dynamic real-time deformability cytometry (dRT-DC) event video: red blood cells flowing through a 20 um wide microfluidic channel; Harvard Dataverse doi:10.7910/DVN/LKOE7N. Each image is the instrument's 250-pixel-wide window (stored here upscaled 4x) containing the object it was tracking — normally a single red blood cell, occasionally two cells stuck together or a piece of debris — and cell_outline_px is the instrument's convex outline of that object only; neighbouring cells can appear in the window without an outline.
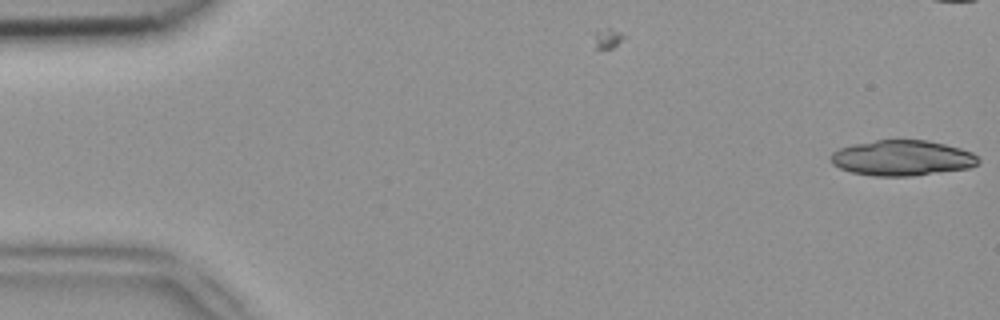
{"species": "common noctule bat (a hibernating species)", "species_latin": "Nyctalus noctula", "temperature_condition": "room temperature", "stored_images_in_passage": 3, "camera_frame_rate_fps": 3000, "um_per_image_px": 0.085, "animal": {"sex": "female", "body_mass_g": 18.4}, "frame": {"image": 1, "passage_image": 3, "time_ms": 0.667, "image_size_px": [1000, 320], "cell_outline_px": [[980, 160], [976, 164], [968, 168], [912, 176], [872, 176], [852, 172], [840, 168], [832, 164], [828, 156], [832, 152], [840, 148], [852, 144], [876, 140], [928, 140], [960, 148], [972, 152]], "centroid_in_image_um": [76.64, 13.43], "position_along_channel_um": 8.4, "area_um2": 30.52}}